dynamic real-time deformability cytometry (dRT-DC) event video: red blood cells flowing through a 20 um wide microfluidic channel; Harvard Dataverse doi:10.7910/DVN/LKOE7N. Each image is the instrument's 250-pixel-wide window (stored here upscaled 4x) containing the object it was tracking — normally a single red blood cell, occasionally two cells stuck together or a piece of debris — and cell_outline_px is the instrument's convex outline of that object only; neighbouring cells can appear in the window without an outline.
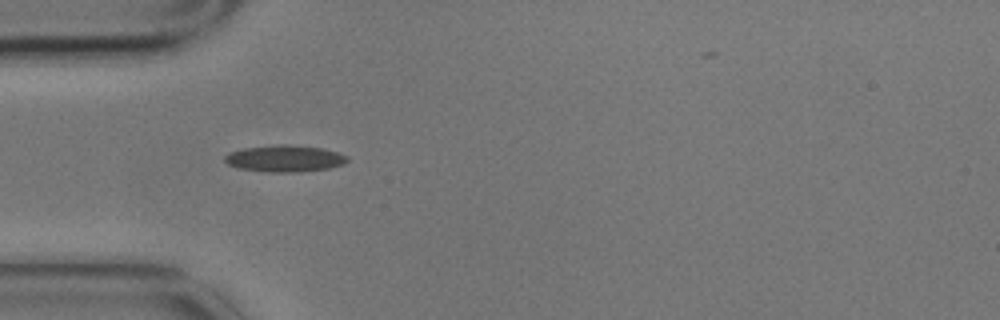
{"species": "common noctule bat (a hibernating species)", "species_latin": "Nyctalus noctula", "temperature_condition": "cold", "stored_images_in_passage": 2, "camera_frame_rate_fps": 3000, "um_per_image_px": 0.085, "animal": {"sex": "male", "body_mass_g": 17.9}, "frame": {"image": 1, "passage_image": 1, "time_ms": 0.0, "image_size_px": [1000, 320], "cell_outline_px": [[348, 160], [344, 164], [328, 168], [300, 172], [268, 172], [236, 168], [228, 164], [224, 160], [224, 156], [228, 152], [244, 148], [276, 144], [288, 144], [320, 148], [336, 152], [348, 156]], "centroid_in_image_um": [24.16, 13.47], "position_along_channel_um": 60.8, "area_um2": 19.13}}